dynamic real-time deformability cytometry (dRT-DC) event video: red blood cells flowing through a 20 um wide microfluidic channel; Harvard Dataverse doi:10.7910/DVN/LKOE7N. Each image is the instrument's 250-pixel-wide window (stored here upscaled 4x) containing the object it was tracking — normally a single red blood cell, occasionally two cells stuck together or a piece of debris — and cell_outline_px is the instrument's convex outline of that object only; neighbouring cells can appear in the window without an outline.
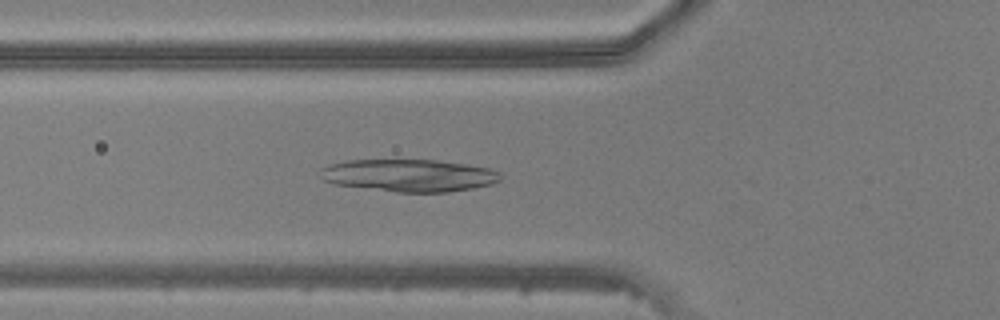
{"species": "common noctule bat (a hibernating species)", "species_latin": "Nyctalus noctula", "temperature_condition": "warm", "stored_images_in_passage": 42, "camera_frame_rate_fps": 3000, "um_per_image_px": 0.085, "animal": {"sex": "male", "body_mass_g": 20.5, "forearm_length_mm": 52.5}, "frame": {"image": 1, "passage_image": 12, "time_ms": 3.667, "image_size_px": [1000, 320], "cell_outline_px": [[504, 176], [500, 180], [492, 184], [472, 188], [448, 192], [396, 192], [336, 184], [324, 180], [320, 168], [332, 164], [348, 160], [436, 160], [492, 168], [500, 172]], "centroid_in_image_um": [34.84, 14.91], "position_along_channel_um": 91.0, "area_um2": 33.87}}
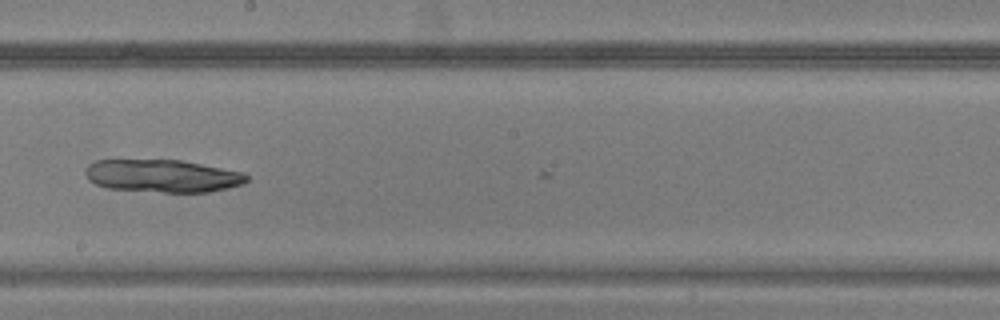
{"frame": {"image": 2, "passage_image": 22, "time_ms": 7.0, "image_size_px": [1000, 320], "cell_outline_px": [[248, 180], [244, 184], [228, 188], [208, 192], [164, 192], [104, 188], [88, 180], [84, 172], [88, 164], [96, 160], [180, 160], [244, 172], [248, 176]], "centroid_in_image_um": [13.8, 14.95], "position_along_channel_um": 234.4, "area_um2": 30.87}}
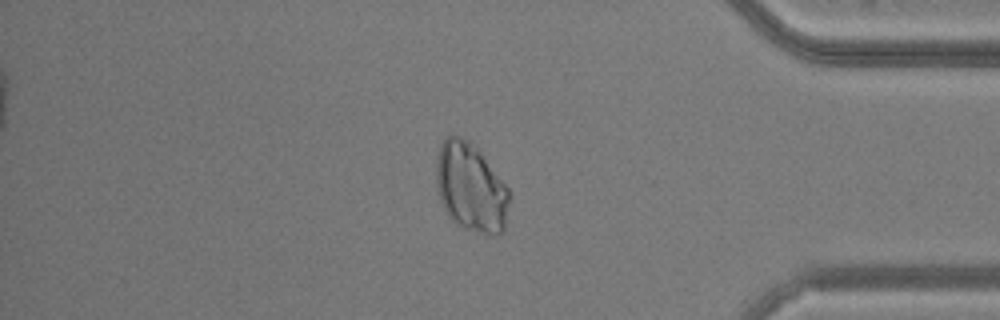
{"frame": {"image": 3, "passage_image": 35, "time_ms": 11.333, "image_size_px": [1000, 320], "cell_outline_px": [[512, 196], [504, 232], [500, 236], [492, 236], [464, 228], [452, 220], [448, 216], [440, 200], [436, 184], [436, 160], [440, 144], [448, 136], [460, 136], [468, 140], [480, 152], [508, 188]], "centroid_in_image_um": [40.05, 15.98], "position_along_channel_um": 395.2, "area_um2": 38.15}}